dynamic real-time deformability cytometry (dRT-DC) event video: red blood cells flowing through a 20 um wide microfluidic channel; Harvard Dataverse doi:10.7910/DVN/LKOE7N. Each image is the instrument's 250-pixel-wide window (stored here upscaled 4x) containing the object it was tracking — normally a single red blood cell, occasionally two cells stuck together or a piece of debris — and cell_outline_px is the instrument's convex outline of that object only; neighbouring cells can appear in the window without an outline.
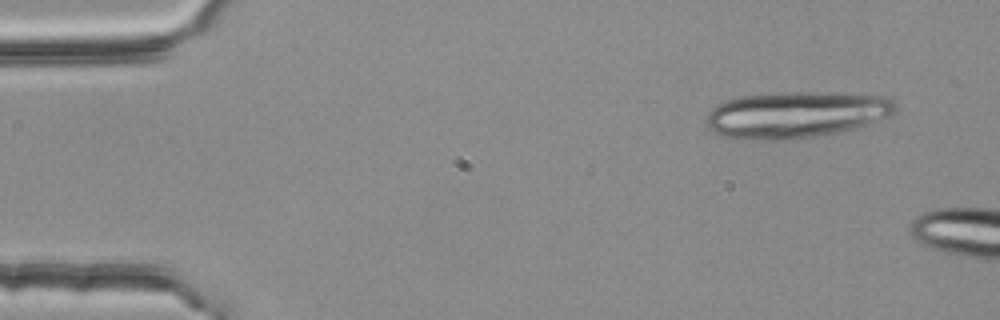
{"species": "common noctule bat (a hibernating species)", "species_latin": "Nyctalus noctula", "temperature_condition": "room temperature", "stored_images_in_passage": 3, "camera_frame_rate_fps": 3000, "um_per_image_px": 0.085, "animal": {"sex": "female", "body_mass_g": 25.1}, "frame": {"image": 1, "passage_image": 1, "time_ms": 0.0, "image_size_px": [1000, 320], "cell_outline_px": [[896, 112], [888, 116], [856, 128], [836, 132], [812, 136], [784, 140], [764, 140], [724, 136], [712, 132], [704, 124], [704, 116], [712, 108], [728, 100], [744, 96], [772, 92], [860, 92], [888, 96], [896, 104]], "centroid_in_image_um": [67.69, 9.71], "position_along_channel_um": 17.3, "area_um2": 51.73}}